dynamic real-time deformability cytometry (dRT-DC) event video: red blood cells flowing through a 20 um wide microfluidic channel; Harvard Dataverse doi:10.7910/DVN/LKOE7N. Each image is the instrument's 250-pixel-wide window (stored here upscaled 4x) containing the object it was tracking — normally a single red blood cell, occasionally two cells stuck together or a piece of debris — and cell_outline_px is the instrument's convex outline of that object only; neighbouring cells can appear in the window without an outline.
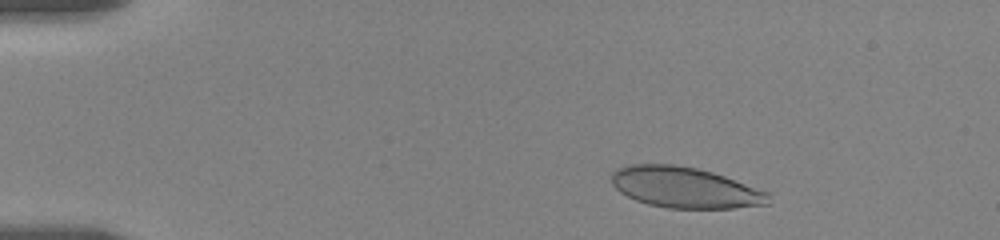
{"species": "human", "species_latin": "Homo sapiens", "temperature_condition": "room temperature", "stored_images_in_passage": 34, "camera_frame_rate_fps": 3000, "um_per_image_px": 0.085, "donor": {"sex": "female"}, "frame": {"image": 1, "passage_image": 4, "time_ms": 1.333, "image_size_px": [1000, 240], "cell_outline_px": [[768, 204], [736, 208], [668, 208], [648, 204], [636, 200], [620, 192], [612, 184], [612, 172], [628, 164], [672, 164], [696, 168], [712, 172], [724, 176], [768, 192]], "centroid_in_image_um": [58.2, 15.94], "position_along_channel_um": 26.8, "area_um2": 37.05}}
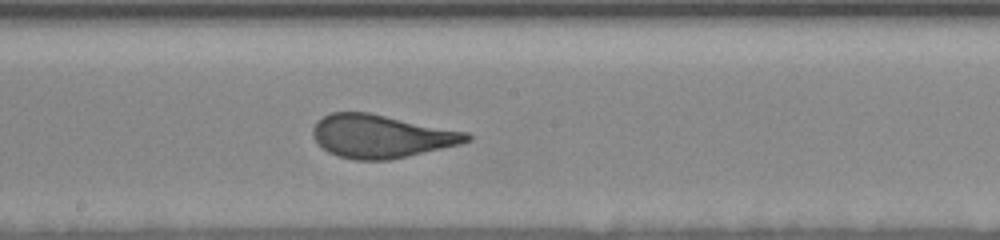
{"frame": {"image": 2, "passage_image": 20, "time_ms": 9.0, "image_size_px": [1000, 240], "cell_outline_px": [[472, 140], [460, 144], [388, 160], [356, 160], [340, 156], [328, 152], [316, 140], [312, 132], [312, 128], [316, 120], [332, 112], [368, 112], [468, 132], [472, 136]], "centroid_in_image_um": [32.4, 11.57], "position_along_channel_um": 215.8, "area_um2": 38.44}}
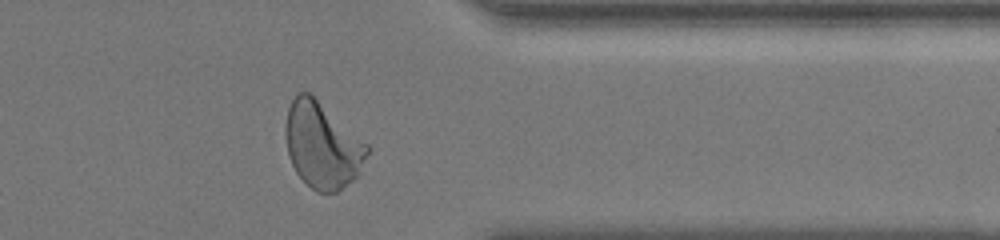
{"frame": {"image": 3, "passage_image": 31, "time_ms": 14.0, "image_size_px": [1000, 240], "cell_outline_px": [[368, 152], [356, 176], [352, 180], [336, 192], [316, 192], [296, 172], [288, 156], [284, 132], [288, 108], [296, 92], [308, 92], [368, 144]], "centroid_in_image_um": [27.35, 12.34], "position_along_channel_um": 384.0, "area_um2": 40.17}, "authors_computed_cell_mechanics": {"area_um2": 38.4659, "velocity_mm_per_s": 3.5007, "shape_relaxation_time_tau1_ms": 4.1841, "shape_relaxation_time_tau2_ms": null, "deformation_change_tau1": 0.1693, "deformation_change_tau2": null}}